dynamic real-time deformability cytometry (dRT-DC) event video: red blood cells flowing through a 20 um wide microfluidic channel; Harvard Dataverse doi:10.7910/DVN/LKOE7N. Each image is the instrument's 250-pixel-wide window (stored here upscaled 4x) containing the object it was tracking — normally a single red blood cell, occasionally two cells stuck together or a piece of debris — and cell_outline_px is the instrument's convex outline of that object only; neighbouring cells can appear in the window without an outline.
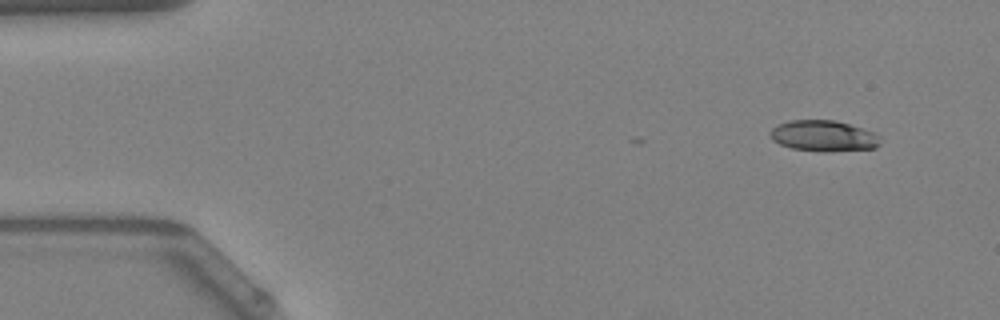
{"species": "Egyptian fruit bat (a non-hibernating species)", "species_latin": "Rousettus aegyptiacus", "temperature_condition": "warm", "stored_images_in_passage": 8, "camera_frame_rate_fps": 3000, "um_per_image_px": 0.085, "animal": {"sex": "female"}, "frame": {"image": 1, "passage_image": 1, "time_ms": 0.0, "image_size_px": [1000, 320], "cell_outline_px": [[880, 144], [876, 148], [792, 148], [780, 144], [772, 140], [772, 128], [776, 124], [788, 120], [836, 120], [872, 132], [880, 136]], "centroid_in_image_um": [69.96, 11.48], "position_along_channel_um": 15.0, "area_um2": 18.55}}